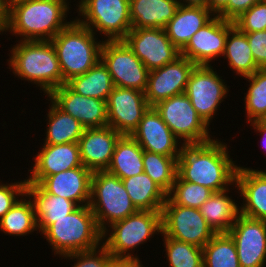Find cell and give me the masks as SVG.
<instances>
[{
  "instance_id": "cell-1",
  "label": "cell",
  "mask_w": 266,
  "mask_h": 267,
  "mask_svg": "<svg viewBox=\"0 0 266 267\" xmlns=\"http://www.w3.org/2000/svg\"><path fill=\"white\" fill-rule=\"evenodd\" d=\"M228 147L231 146L217 137L205 143L183 145L177 159V175L213 192L233 187L240 164L233 160Z\"/></svg>"
},
{
  "instance_id": "cell-2",
  "label": "cell",
  "mask_w": 266,
  "mask_h": 267,
  "mask_svg": "<svg viewBox=\"0 0 266 267\" xmlns=\"http://www.w3.org/2000/svg\"><path fill=\"white\" fill-rule=\"evenodd\" d=\"M70 1V2H69ZM71 0H24L8 8L5 34L16 41H51L67 21Z\"/></svg>"
},
{
  "instance_id": "cell-3",
  "label": "cell",
  "mask_w": 266,
  "mask_h": 267,
  "mask_svg": "<svg viewBox=\"0 0 266 267\" xmlns=\"http://www.w3.org/2000/svg\"><path fill=\"white\" fill-rule=\"evenodd\" d=\"M8 50L7 68L14 78L37 85L45 97L63 85L60 63L51 41H17Z\"/></svg>"
},
{
  "instance_id": "cell-4",
  "label": "cell",
  "mask_w": 266,
  "mask_h": 267,
  "mask_svg": "<svg viewBox=\"0 0 266 267\" xmlns=\"http://www.w3.org/2000/svg\"><path fill=\"white\" fill-rule=\"evenodd\" d=\"M97 37L98 35L88 27L81 25L73 18L51 40L60 63L63 84L73 77L86 73L101 60L104 40Z\"/></svg>"
},
{
  "instance_id": "cell-5",
  "label": "cell",
  "mask_w": 266,
  "mask_h": 267,
  "mask_svg": "<svg viewBox=\"0 0 266 267\" xmlns=\"http://www.w3.org/2000/svg\"><path fill=\"white\" fill-rule=\"evenodd\" d=\"M161 234L162 212L138 210L108 226L102 232V244L114 260H140L136 249Z\"/></svg>"
},
{
  "instance_id": "cell-6",
  "label": "cell",
  "mask_w": 266,
  "mask_h": 267,
  "mask_svg": "<svg viewBox=\"0 0 266 267\" xmlns=\"http://www.w3.org/2000/svg\"><path fill=\"white\" fill-rule=\"evenodd\" d=\"M41 235L52 247L55 257L92 250L102 244V231L89 205L78 206L57 219Z\"/></svg>"
},
{
  "instance_id": "cell-7",
  "label": "cell",
  "mask_w": 266,
  "mask_h": 267,
  "mask_svg": "<svg viewBox=\"0 0 266 267\" xmlns=\"http://www.w3.org/2000/svg\"><path fill=\"white\" fill-rule=\"evenodd\" d=\"M74 5L79 17L74 18L104 41L123 40L132 29L130 0H78Z\"/></svg>"
},
{
  "instance_id": "cell-8",
  "label": "cell",
  "mask_w": 266,
  "mask_h": 267,
  "mask_svg": "<svg viewBox=\"0 0 266 267\" xmlns=\"http://www.w3.org/2000/svg\"><path fill=\"white\" fill-rule=\"evenodd\" d=\"M89 206L102 232L112 223L138 211L122 180L106 170L92 174Z\"/></svg>"
},
{
  "instance_id": "cell-9",
  "label": "cell",
  "mask_w": 266,
  "mask_h": 267,
  "mask_svg": "<svg viewBox=\"0 0 266 267\" xmlns=\"http://www.w3.org/2000/svg\"><path fill=\"white\" fill-rule=\"evenodd\" d=\"M153 107L183 145L205 143L214 138L213 133L210 134L211 127L197 114L185 93L162 100Z\"/></svg>"
},
{
  "instance_id": "cell-10",
  "label": "cell",
  "mask_w": 266,
  "mask_h": 267,
  "mask_svg": "<svg viewBox=\"0 0 266 267\" xmlns=\"http://www.w3.org/2000/svg\"><path fill=\"white\" fill-rule=\"evenodd\" d=\"M213 66H196L186 85L185 94L197 114L210 127L221 103L225 101L230 86Z\"/></svg>"
},
{
  "instance_id": "cell-11",
  "label": "cell",
  "mask_w": 266,
  "mask_h": 267,
  "mask_svg": "<svg viewBox=\"0 0 266 267\" xmlns=\"http://www.w3.org/2000/svg\"><path fill=\"white\" fill-rule=\"evenodd\" d=\"M162 233L200 248L216 234L198 208L174 204L168 197L162 207Z\"/></svg>"
},
{
  "instance_id": "cell-12",
  "label": "cell",
  "mask_w": 266,
  "mask_h": 267,
  "mask_svg": "<svg viewBox=\"0 0 266 267\" xmlns=\"http://www.w3.org/2000/svg\"><path fill=\"white\" fill-rule=\"evenodd\" d=\"M101 60L107 66L114 86L145 92L149 70L123 40L104 41Z\"/></svg>"
},
{
  "instance_id": "cell-13",
  "label": "cell",
  "mask_w": 266,
  "mask_h": 267,
  "mask_svg": "<svg viewBox=\"0 0 266 267\" xmlns=\"http://www.w3.org/2000/svg\"><path fill=\"white\" fill-rule=\"evenodd\" d=\"M123 41L149 71L161 68L180 56V51L162 28H132Z\"/></svg>"
},
{
  "instance_id": "cell-14",
  "label": "cell",
  "mask_w": 266,
  "mask_h": 267,
  "mask_svg": "<svg viewBox=\"0 0 266 267\" xmlns=\"http://www.w3.org/2000/svg\"><path fill=\"white\" fill-rule=\"evenodd\" d=\"M233 27V22L215 16L191 37L180 55L196 66H212L217 58H223L226 37Z\"/></svg>"
},
{
  "instance_id": "cell-15",
  "label": "cell",
  "mask_w": 266,
  "mask_h": 267,
  "mask_svg": "<svg viewBox=\"0 0 266 267\" xmlns=\"http://www.w3.org/2000/svg\"><path fill=\"white\" fill-rule=\"evenodd\" d=\"M108 126L121 135L137 129L143 115L151 107L144 92L131 88L114 87L106 101Z\"/></svg>"
},
{
  "instance_id": "cell-16",
  "label": "cell",
  "mask_w": 266,
  "mask_h": 267,
  "mask_svg": "<svg viewBox=\"0 0 266 267\" xmlns=\"http://www.w3.org/2000/svg\"><path fill=\"white\" fill-rule=\"evenodd\" d=\"M195 67L192 61L180 55L173 62L149 71L144 92L148 104L153 107L162 100L183 94Z\"/></svg>"
},
{
  "instance_id": "cell-17",
  "label": "cell",
  "mask_w": 266,
  "mask_h": 267,
  "mask_svg": "<svg viewBox=\"0 0 266 267\" xmlns=\"http://www.w3.org/2000/svg\"><path fill=\"white\" fill-rule=\"evenodd\" d=\"M240 267H266V221L239 215L229 232Z\"/></svg>"
},
{
  "instance_id": "cell-18",
  "label": "cell",
  "mask_w": 266,
  "mask_h": 267,
  "mask_svg": "<svg viewBox=\"0 0 266 267\" xmlns=\"http://www.w3.org/2000/svg\"><path fill=\"white\" fill-rule=\"evenodd\" d=\"M59 109L70 114L85 128L108 126L106 101L87 97L72 91L66 84L47 96Z\"/></svg>"
},
{
  "instance_id": "cell-19",
  "label": "cell",
  "mask_w": 266,
  "mask_h": 267,
  "mask_svg": "<svg viewBox=\"0 0 266 267\" xmlns=\"http://www.w3.org/2000/svg\"><path fill=\"white\" fill-rule=\"evenodd\" d=\"M27 182L39 184L46 176L83 166L78 143L43 144L33 156Z\"/></svg>"
},
{
  "instance_id": "cell-20",
  "label": "cell",
  "mask_w": 266,
  "mask_h": 267,
  "mask_svg": "<svg viewBox=\"0 0 266 267\" xmlns=\"http://www.w3.org/2000/svg\"><path fill=\"white\" fill-rule=\"evenodd\" d=\"M131 136L143 150L164 156L179 157L183 146L154 107L143 115Z\"/></svg>"
},
{
  "instance_id": "cell-21",
  "label": "cell",
  "mask_w": 266,
  "mask_h": 267,
  "mask_svg": "<svg viewBox=\"0 0 266 267\" xmlns=\"http://www.w3.org/2000/svg\"><path fill=\"white\" fill-rule=\"evenodd\" d=\"M235 184L234 192L243 200L239 201L240 214L266 221V169L238 166Z\"/></svg>"
},
{
  "instance_id": "cell-22",
  "label": "cell",
  "mask_w": 266,
  "mask_h": 267,
  "mask_svg": "<svg viewBox=\"0 0 266 267\" xmlns=\"http://www.w3.org/2000/svg\"><path fill=\"white\" fill-rule=\"evenodd\" d=\"M121 136L110 126L85 128L78 142L83 166L92 172L107 170Z\"/></svg>"
},
{
  "instance_id": "cell-23",
  "label": "cell",
  "mask_w": 266,
  "mask_h": 267,
  "mask_svg": "<svg viewBox=\"0 0 266 267\" xmlns=\"http://www.w3.org/2000/svg\"><path fill=\"white\" fill-rule=\"evenodd\" d=\"M93 172L84 166L46 176L38 185L46 192L73 201L77 206L89 205Z\"/></svg>"
},
{
  "instance_id": "cell-24",
  "label": "cell",
  "mask_w": 266,
  "mask_h": 267,
  "mask_svg": "<svg viewBox=\"0 0 266 267\" xmlns=\"http://www.w3.org/2000/svg\"><path fill=\"white\" fill-rule=\"evenodd\" d=\"M214 17L208 7L179 5L164 30L173 45L181 51L191 37Z\"/></svg>"
},
{
  "instance_id": "cell-25",
  "label": "cell",
  "mask_w": 266,
  "mask_h": 267,
  "mask_svg": "<svg viewBox=\"0 0 266 267\" xmlns=\"http://www.w3.org/2000/svg\"><path fill=\"white\" fill-rule=\"evenodd\" d=\"M26 194L33 202L40 235L57 219L65 217L78 207L64 197L46 193L38 184L27 182Z\"/></svg>"
},
{
  "instance_id": "cell-26",
  "label": "cell",
  "mask_w": 266,
  "mask_h": 267,
  "mask_svg": "<svg viewBox=\"0 0 266 267\" xmlns=\"http://www.w3.org/2000/svg\"><path fill=\"white\" fill-rule=\"evenodd\" d=\"M234 189H237L236 184L233 185V188L214 192L198 208L215 233H228L240 215V205L235 202L233 195H230V192Z\"/></svg>"
},
{
  "instance_id": "cell-27",
  "label": "cell",
  "mask_w": 266,
  "mask_h": 267,
  "mask_svg": "<svg viewBox=\"0 0 266 267\" xmlns=\"http://www.w3.org/2000/svg\"><path fill=\"white\" fill-rule=\"evenodd\" d=\"M178 0H130L132 28H162L174 17Z\"/></svg>"
},
{
  "instance_id": "cell-28",
  "label": "cell",
  "mask_w": 266,
  "mask_h": 267,
  "mask_svg": "<svg viewBox=\"0 0 266 267\" xmlns=\"http://www.w3.org/2000/svg\"><path fill=\"white\" fill-rule=\"evenodd\" d=\"M49 109L46 112L47 117L45 139L43 144L58 145L64 143H78L85 127L70 114L59 109L50 99H47Z\"/></svg>"
},
{
  "instance_id": "cell-29",
  "label": "cell",
  "mask_w": 266,
  "mask_h": 267,
  "mask_svg": "<svg viewBox=\"0 0 266 267\" xmlns=\"http://www.w3.org/2000/svg\"><path fill=\"white\" fill-rule=\"evenodd\" d=\"M144 150L130 135H122L116 143L107 172L125 179L144 172Z\"/></svg>"
},
{
  "instance_id": "cell-30",
  "label": "cell",
  "mask_w": 266,
  "mask_h": 267,
  "mask_svg": "<svg viewBox=\"0 0 266 267\" xmlns=\"http://www.w3.org/2000/svg\"><path fill=\"white\" fill-rule=\"evenodd\" d=\"M121 180L138 210L162 211L167 193L145 172Z\"/></svg>"
},
{
  "instance_id": "cell-31",
  "label": "cell",
  "mask_w": 266,
  "mask_h": 267,
  "mask_svg": "<svg viewBox=\"0 0 266 267\" xmlns=\"http://www.w3.org/2000/svg\"><path fill=\"white\" fill-rule=\"evenodd\" d=\"M224 60L227 59L228 69L233 75L244 78L251 76L259 70L249 46L245 33L239 31L235 26L228 32L225 41ZM230 67V68H229Z\"/></svg>"
},
{
  "instance_id": "cell-32",
  "label": "cell",
  "mask_w": 266,
  "mask_h": 267,
  "mask_svg": "<svg viewBox=\"0 0 266 267\" xmlns=\"http://www.w3.org/2000/svg\"><path fill=\"white\" fill-rule=\"evenodd\" d=\"M65 84L77 94L104 101H107L115 87L108 68L102 60H99L86 73L73 77Z\"/></svg>"
},
{
  "instance_id": "cell-33",
  "label": "cell",
  "mask_w": 266,
  "mask_h": 267,
  "mask_svg": "<svg viewBox=\"0 0 266 267\" xmlns=\"http://www.w3.org/2000/svg\"><path fill=\"white\" fill-rule=\"evenodd\" d=\"M0 231L16 238L38 234L34 205L26 193L0 219Z\"/></svg>"
},
{
  "instance_id": "cell-34",
  "label": "cell",
  "mask_w": 266,
  "mask_h": 267,
  "mask_svg": "<svg viewBox=\"0 0 266 267\" xmlns=\"http://www.w3.org/2000/svg\"><path fill=\"white\" fill-rule=\"evenodd\" d=\"M203 249V267H240L235 242L229 233H216Z\"/></svg>"
},
{
  "instance_id": "cell-35",
  "label": "cell",
  "mask_w": 266,
  "mask_h": 267,
  "mask_svg": "<svg viewBox=\"0 0 266 267\" xmlns=\"http://www.w3.org/2000/svg\"><path fill=\"white\" fill-rule=\"evenodd\" d=\"M244 78L249 82L243 99L246 123L264 120L266 117V69H259L251 76Z\"/></svg>"
},
{
  "instance_id": "cell-36",
  "label": "cell",
  "mask_w": 266,
  "mask_h": 267,
  "mask_svg": "<svg viewBox=\"0 0 266 267\" xmlns=\"http://www.w3.org/2000/svg\"><path fill=\"white\" fill-rule=\"evenodd\" d=\"M178 157L164 156L144 150V172L167 194L172 189L177 175Z\"/></svg>"
},
{
  "instance_id": "cell-37",
  "label": "cell",
  "mask_w": 266,
  "mask_h": 267,
  "mask_svg": "<svg viewBox=\"0 0 266 267\" xmlns=\"http://www.w3.org/2000/svg\"><path fill=\"white\" fill-rule=\"evenodd\" d=\"M169 267H203V249L161 234Z\"/></svg>"
},
{
  "instance_id": "cell-38",
  "label": "cell",
  "mask_w": 266,
  "mask_h": 267,
  "mask_svg": "<svg viewBox=\"0 0 266 267\" xmlns=\"http://www.w3.org/2000/svg\"><path fill=\"white\" fill-rule=\"evenodd\" d=\"M213 193L211 189L193 182L183 181L176 175L167 197L176 205L199 208Z\"/></svg>"
},
{
  "instance_id": "cell-39",
  "label": "cell",
  "mask_w": 266,
  "mask_h": 267,
  "mask_svg": "<svg viewBox=\"0 0 266 267\" xmlns=\"http://www.w3.org/2000/svg\"><path fill=\"white\" fill-rule=\"evenodd\" d=\"M59 258L73 262L74 264L71 263V267H108L114 261L103 244L92 250L74 252Z\"/></svg>"
},
{
  "instance_id": "cell-40",
  "label": "cell",
  "mask_w": 266,
  "mask_h": 267,
  "mask_svg": "<svg viewBox=\"0 0 266 267\" xmlns=\"http://www.w3.org/2000/svg\"><path fill=\"white\" fill-rule=\"evenodd\" d=\"M242 33L266 30V0H261L233 21Z\"/></svg>"
},
{
  "instance_id": "cell-41",
  "label": "cell",
  "mask_w": 266,
  "mask_h": 267,
  "mask_svg": "<svg viewBox=\"0 0 266 267\" xmlns=\"http://www.w3.org/2000/svg\"><path fill=\"white\" fill-rule=\"evenodd\" d=\"M7 182L0 179V219L26 193L27 179Z\"/></svg>"
},
{
  "instance_id": "cell-42",
  "label": "cell",
  "mask_w": 266,
  "mask_h": 267,
  "mask_svg": "<svg viewBox=\"0 0 266 267\" xmlns=\"http://www.w3.org/2000/svg\"><path fill=\"white\" fill-rule=\"evenodd\" d=\"M259 69H266V30L245 33Z\"/></svg>"
},
{
  "instance_id": "cell-43",
  "label": "cell",
  "mask_w": 266,
  "mask_h": 267,
  "mask_svg": "<svg viewBox=\"0 0 266 267\" xmlns=\"http://www.w3.org/2000/svg\"><path fill=\"white\" fill-rule=\"evenodd\" d=\"M259 1L261 0H229L227 5L216 16L233 22Z\"/></svg>"
},
{
  "instance_id": "cell-44",
  "label": "cell",
  "mask_w": 266,
  "mask_h": 267,
  "mask_svg": "<svg viewBox=\"0 0 266 267\" xmlns=\"http://www.w3.org/2000/svg\"><path fill=\"white\" fill-rule=\"evenodd\" d=\"M249 125L252 127L254 132H256L260 137V144L261 147L266 151V121L264 120H257L250 122ZM266 153V152H265Z\"/></svg>"
},
{
  "instance_id": "cell-45",
  "label": "cell",
  "mask_w": 266,
  "mask_h": 267,
  "mask_svg": "<svg viewBox=\"0 0 266 267\" xmlns=\"http://www.w3.org/2000/svg\"><path fill=\"white\" fill-rule=\"evenodd\" d=\"M229 0H207L208 9L216 16L228 3Z\"/></svg>"
},
{
  "instance_id": "cell-46",
  "label": "cell",
  "mask_w": 266,
  "mask_h": 267,
  "mask_svg": "<svg viewBox=\"0 0 266 267\" xmlns=\"http://www.w3.org/2000/svg\"><path fill=\"white\" fill-rule=\"evenodd\" d=\"M7 14L8 8L4 5L3 1L0 0V34H5L7 27Z\"/></svg>"
},
{
  "instance_id": "cell-47",
  "label": "cell",
  "mask_w": 266,
  "mask_h": 267,
  "mask_svg": "<svg viewBox=\"0 0 266 267\" xmlns=\"http://www.w3.org/2000/svg\"><path fill=\"white\" fill-rule=\"evenodd\" d=\"M118 267H145L141 260H118Z\"/></svg>"
},
{
  "instance_id": "cell-48",
  "label": "cell",
  "mask_w": 266,
  "mask_h": 267,
  "mask_svg": "<svg viewBox=\"0 0 266 267\" xmlns=\"http://www.w3.org/2000/svg\"><path fill=\"white\" fill-rule=\"evenodd\" d=\"M180 5L207 7V0H178Z\"/></svg>"
},
{
  "instance_id": "cell-49",
  "label": "cell",
  "mask_w": 266,
  "mask_h": 267,
  "mask_svg": "<svg viewBox=\"0 0 266 267\" xmlns=\"http://www.w3.org/2000/svg\"><path fill=\"white\" fill-rule=\"evenodd\" d=\"M4 5L9 8L10 6H12L13 4L20 2V1H24V0H2Z\"/></svg>"
},
{
  "instance_id": "cell-50",
  "label": "cell",
  "mask_w": 266,
  "mask_h": 267,
  "mask_svg": "<svg viewBox=\"0 0 266 267\" xmlns=\"http://www.w3.org/2000/svg\"><path fill=\"white\" fill-rule=\"evenodd\" d=\"M108 267H118V260H114Z\"/></svg>"
}]
</instances>
